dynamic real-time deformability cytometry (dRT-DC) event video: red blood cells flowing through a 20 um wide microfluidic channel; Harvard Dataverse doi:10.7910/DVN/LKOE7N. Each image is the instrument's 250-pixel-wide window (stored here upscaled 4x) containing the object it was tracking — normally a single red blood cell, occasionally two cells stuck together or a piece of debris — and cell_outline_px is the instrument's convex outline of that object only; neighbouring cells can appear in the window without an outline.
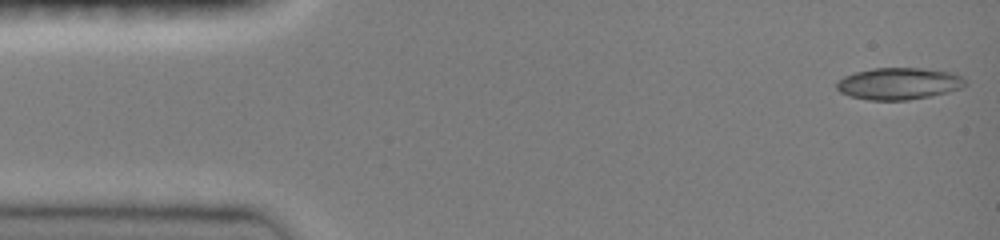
{"species": "common noctule bat (a hibernating species)", "species_latin": "Nyctalus noctula", "temperature_condition": "room temperature", "stored_images_in_passage": 69, "camera_frame_rate_fps": 3000, "um_per_image_px": 0.085, "animal": {"sex": "female", "body_mass_g": 19.0, "forearm_length_mm": 51.5}, "frame": {"image": 1, "passage_image": 1, "time_ms": 0.0, "image_size_px": [1000, 240], "cell_outline_px": [[968, 84], [960, 88], [948, 92], [932, 96], [908, 100], [868, 100], [852, 96], [840, 92], [836, 88], [836, 84], [844, 76], [856, 72], [872, 68], [924, 68], [952, 72], [960, 76]], "centroid_in_image_um": [76.42, 7.1], "position_along_channel_um": 8.6, "area_um2": 23.87}}
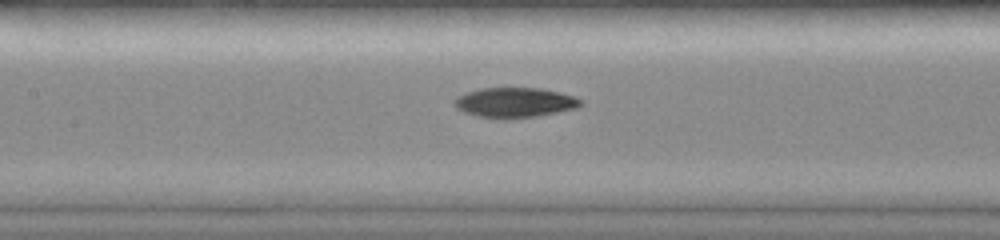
{"frame": {"image": 2, "passage_image": 31, "time_ms": 6.667, "image_size_px": [1000, 240], "cell_outline_px": [[584, 104], [576, 108], [536, 116], [504, 120], [500, 120], [476, 116], [464, 112], [456, 108], [452, 104], [452, 100], [456, 96], [480, 88], [540, 88], [560, 92], [576, 96]], "centroid_in_image_um": [43.71, 8.72], "position_along_channel_um": 163.7, "area_um2": 22.43}}
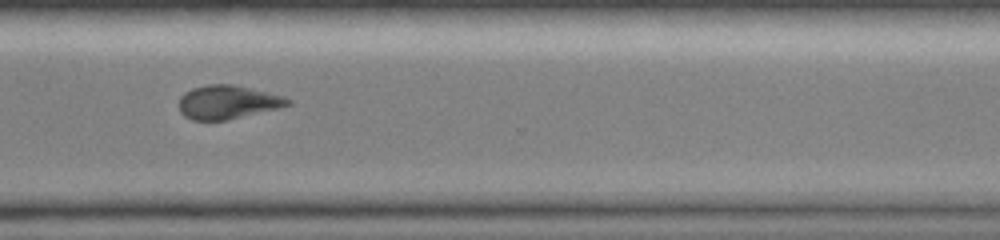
{"frame": {"image": 3, "passage_image": 68, "time_ms": 11.333, "image_size_px": [1000, 240], "cell_outline_px": [[292, 104], [280, 108], [224, 120], [192, 120], [184, 116], [180, 112], [180, 96], [184, 92], [192, 88], [208, 84], [232, 84], [268, 92], [284, 96], [292, 100]], "centroid_in_image_um": [19.36, 8.67], "position_along_channel_um": 351.2, "area_um2": 21.33}}